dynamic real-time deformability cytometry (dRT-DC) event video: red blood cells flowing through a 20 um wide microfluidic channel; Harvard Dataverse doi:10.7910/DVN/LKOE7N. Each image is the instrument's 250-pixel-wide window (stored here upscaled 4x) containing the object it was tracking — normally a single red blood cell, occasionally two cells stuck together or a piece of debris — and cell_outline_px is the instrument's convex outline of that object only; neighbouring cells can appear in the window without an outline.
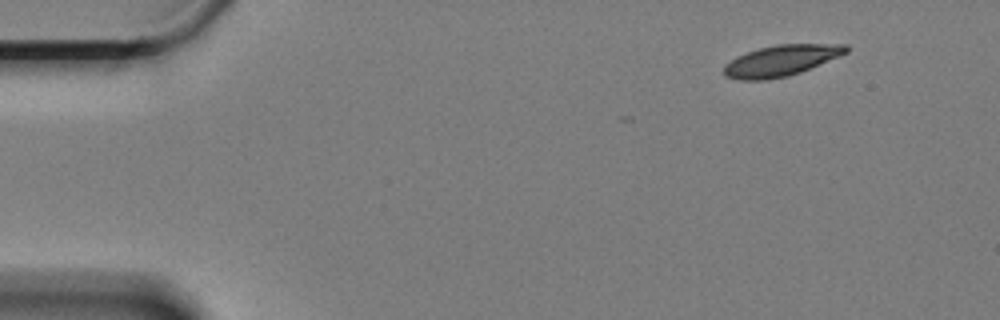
{"species": "Egyptian fruit bat (a non-hibernating species)", "species_latin": "Rousettus aegyptiacus", "temperature_condition": "cold", "stored_images_in_passage": 9, "camera_frame_rate_fps": 3000, "um_per_image_px": 0.085, "animal": {"sex": "female"}, "frame": {"image": 1, "passage_image": 1, "time_ms": 0.0, "image_size_px": [1000, 320], "cell_outline_px": [[848, 52], [800, 72], [788, 76], [764, 80], [740, 80], [724, 76], [724, 64], [736, 56], [760, 48], [776, 44], [848, 44]], "centroid_in_image_um": [66.36, 5.15], "position_along_channel_um": 18.6, "area_um2": 21.91}}